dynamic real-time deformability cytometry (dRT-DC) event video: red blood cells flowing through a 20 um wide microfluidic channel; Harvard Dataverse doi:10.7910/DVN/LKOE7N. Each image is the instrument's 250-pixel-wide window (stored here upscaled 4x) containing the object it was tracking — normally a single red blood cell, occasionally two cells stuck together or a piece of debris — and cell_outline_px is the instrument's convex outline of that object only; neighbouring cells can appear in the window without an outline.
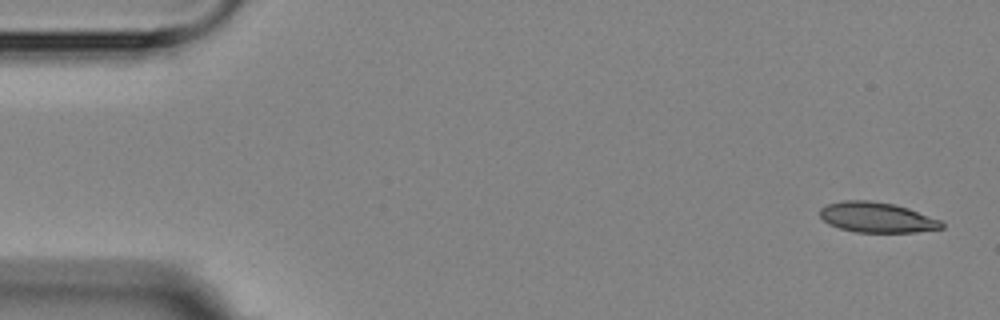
{"species": "Egyptian fruit bat (a non-hibernating species)", "species_latin": "Rousettus aegyptiacus", "temperature_condition": "room temperature", "stored_images_in_passage": 6, "camera_frame_rate_fps": 3000, "um_per_image_px": 0.085, "animal": {"sex": "female"}, "frame": {"image": 1, "passage_image": 1, "time_ms": 0.0, "image_size_px": [1000, 320], "cell_outline_px": [[944, 228], [916, 232], [856, 232], [840, 228], [828, 224], [820, 216], [820, 208], [828, 204], [844, 200], [868, 200], [892, 204], [908, 208], [940, 220], [944, 224]], "centroid_in_image_um": [74.53, 18.48], "position_along_channel_um": 10.5, "area_um2": 21.33}}
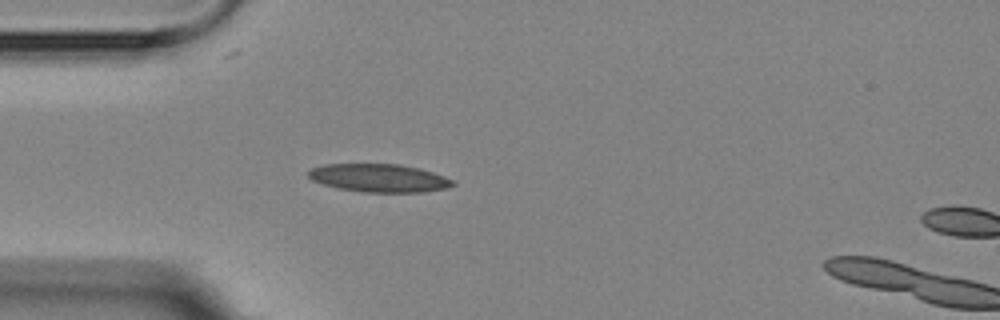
{"frame": {"image": 2, "passage_image": 5, "time_ms": 4.333, "image_size_px": [1000, 320], "cell_outline_px": [[456, 184], [444, 188], [424, 192], [364, 192], [336, 188], [312, 180], [308, 176], [308, 172], [312, 168], [324, 164], [400, 164], [420, 168], [444, 176], [452, 180]], "centroid_in_image_um": [32.21, 15.13], "position_along_channel_um": 52.8, "area_um2": 23.58}}